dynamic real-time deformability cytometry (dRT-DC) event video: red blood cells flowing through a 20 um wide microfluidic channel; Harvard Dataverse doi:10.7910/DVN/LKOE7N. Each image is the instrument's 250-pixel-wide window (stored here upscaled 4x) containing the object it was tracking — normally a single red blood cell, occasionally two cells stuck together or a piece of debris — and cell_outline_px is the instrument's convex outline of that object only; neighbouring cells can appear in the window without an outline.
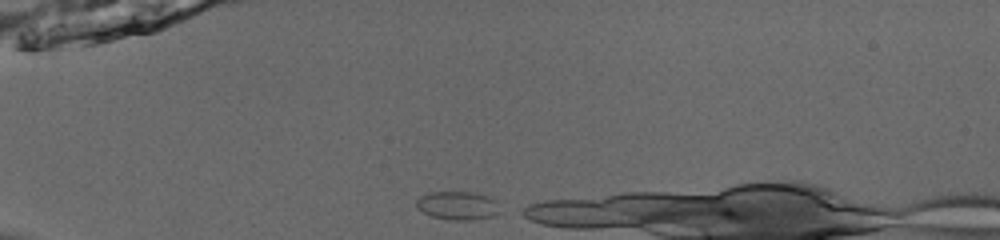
{"species": "common noctule bat (a hibernating species)", "species_latin": "Nyctalus noctula", "temperature_condition": "room temperature", "stored_images_in_passage": 8, "camera_frame_rate_fps": 3000, "um_per_image_px": 0.085, "animal": {"sex": "male", "body_mass_g": 13.0, "forearm_length_mm": 53.1}, "frame": {"image": 1, "passage_image": 1, "time_ms": 0.0, "image_size_px": [1000, 240], "cell_outline_px": [[500, 212], [492, 216], [472, 220], [452, 220], [432, 216], [416, 208], [416, 200], [420, 196], [428, 192], [476, 192], [496, 200]], "centroid_in_image_um": [38.89, 17.46], "position_along_channel_um": 46.1, "area_um2": 13.87}}
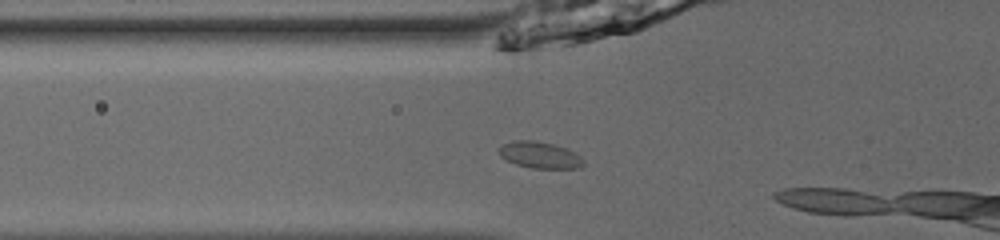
{"frame": {"image": 2, "passage_image": 6, "time_ms": 1.667, "image_size_px": [1000, 240], "cell_outline_px": [[584, 164], [580, 168], [532, 168], [516, 164], [500, 156], [500, 148], [504, 144], [516, 140], [532, 140], [556, 144], [568, 148], [580, 156], [584, 160]], "centroid_in_image_um": [45.94, 13.17], "position_along_channel_um": 79.9, "area_um2": 13.01}}